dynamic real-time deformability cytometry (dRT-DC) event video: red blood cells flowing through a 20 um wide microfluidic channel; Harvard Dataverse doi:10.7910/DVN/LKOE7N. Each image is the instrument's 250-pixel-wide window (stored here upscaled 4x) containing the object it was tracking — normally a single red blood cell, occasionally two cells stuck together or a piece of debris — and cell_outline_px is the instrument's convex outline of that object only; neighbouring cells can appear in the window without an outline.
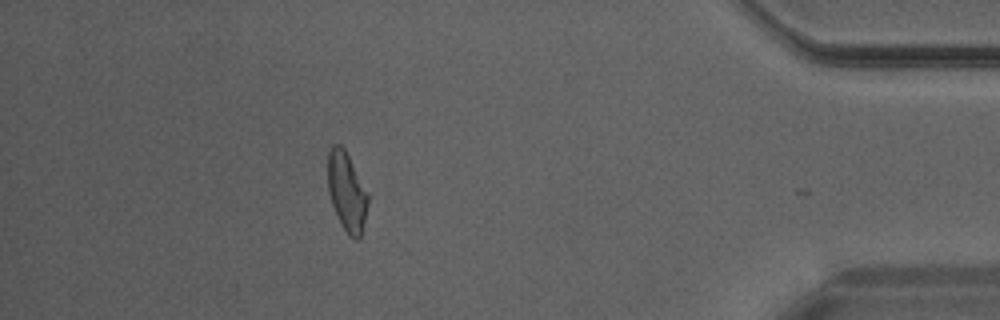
{"species": "Egyptian fruit bat (a non-hibernating species)", "species_latin": "Rousettus aegyptiacus", "temperature_condition": "warm", "stored_images_in_passage": 29, "camera_frame_rate_fps": 3000, "um_per_image_px": 0.085, "animal": {"sex": "male"}, "frame": {"image": 1, "passage_image": 28, "time_ms": 9.0, "image_size_px": [1000, 320], "cell_outline_px": [[368, 204], [360, 240], [356, 240], [348, 236], [332, 204], [328, 192], [328, 152], [332, 144], [340, 144], [344, 148], [368, 196]], "centroid_in_image_um": [29.46, 16.31], "position_along_channel_um": 405.7, "area_um2": 18.03}}